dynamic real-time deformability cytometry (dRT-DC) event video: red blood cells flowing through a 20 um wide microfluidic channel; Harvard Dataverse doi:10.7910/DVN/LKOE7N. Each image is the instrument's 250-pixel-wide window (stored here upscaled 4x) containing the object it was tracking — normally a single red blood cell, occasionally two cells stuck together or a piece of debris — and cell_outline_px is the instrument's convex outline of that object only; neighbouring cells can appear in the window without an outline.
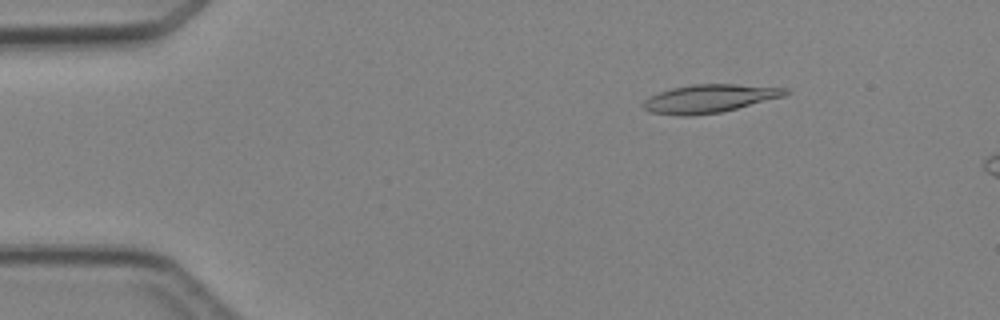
{"species": "Egyptian fruit bat (a non-hibernating species)", "species_latin": "Rousettus aegyptiacus", "temperature_condition": "cold", "stored_images_in_passage": 4, "camera_frame_rate_fps": 3000, "um_per_image_px": 0.085, "animal": {"sex": "female"}, "frame": {"image": 1, "passage_image": 2, "time_ms": 1.333, "image_size_px": [1000, 320], "cell_outline_px": [[792, 92], [784, 96], [720, 112], [688, 116], [676, 116], [652, 112], [644, 108], [640, 104], [648, 96], [672, 88], [692, 84], [736, 84], [788, 88]], "centroid_in_image_um": [60.28, 8.37], "position_along_channel_um": 24.7, "area_um2": 23.35}}